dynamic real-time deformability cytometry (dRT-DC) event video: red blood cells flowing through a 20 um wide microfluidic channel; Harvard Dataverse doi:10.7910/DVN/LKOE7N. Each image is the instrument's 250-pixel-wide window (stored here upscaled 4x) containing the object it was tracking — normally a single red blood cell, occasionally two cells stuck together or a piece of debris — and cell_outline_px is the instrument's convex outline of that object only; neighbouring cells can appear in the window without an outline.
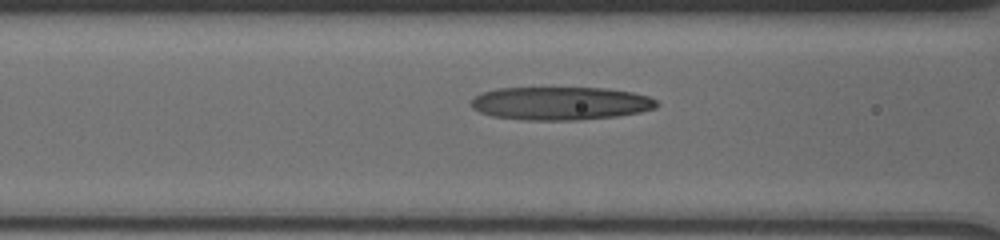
{"species": "human", "species_latin": "Homo sapiens", "temperature_condition": "cold", "stored_images_in_passage": 9, "camera_frame_rate_fps": 3000, "um_per_image_px": 0.085, "donor": {"sex": "male"}, "frame": {"image": 1, "passage_image": 6, "time_ms": 1.333, "image_size_px": [1000, 240], "cell_outline_px": [[660, 104], [656, 108], [640, 112], [616, 116], [576, 120], [528, 120], [492, 116], [480, 112], [472, 108], [472, 100], [480, 92], [500, 88], [608, 88], [632, 92], [648, 96], [656, 100]], "centroid_in_image_um": [47.67, 8.78], "position_along_channel_um": 118.9, "area_um2": 35.89}}